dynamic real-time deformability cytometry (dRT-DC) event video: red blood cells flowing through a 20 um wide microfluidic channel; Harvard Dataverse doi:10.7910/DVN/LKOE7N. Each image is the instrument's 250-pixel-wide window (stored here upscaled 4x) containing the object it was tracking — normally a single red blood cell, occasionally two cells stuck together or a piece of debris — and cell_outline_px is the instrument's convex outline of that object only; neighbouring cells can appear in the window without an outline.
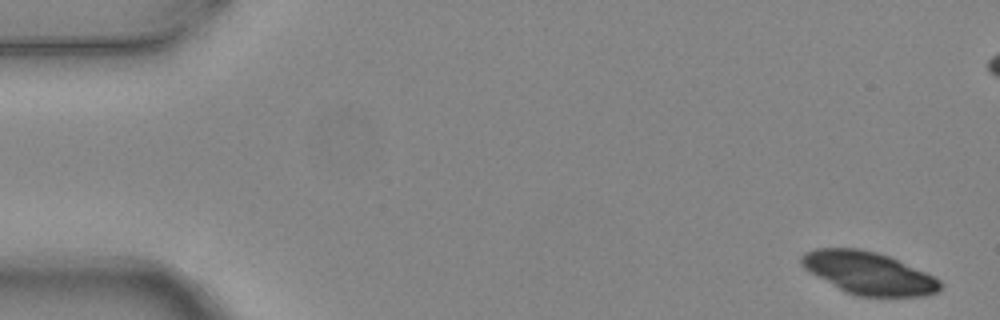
{"species": "common noctule bat (a hibernating species)", "species_latin": "Nyctalus noctula", "temperature_condition": "warm", "stored_images_in_passage": 5, "camera_frame_rate_fps": 3000, "um_per_image_px": 0.085, "animal": {"sex": "female", "body_mass_g": 24.6, "forearm_length_mm": 56.2}, "frame": {"image": 1, "passage_image": 1, "time_ms": 0.0, "image_size_px": [1000, 320], "cell_outline_px": [[944, 284], [936, 292], [924, 296], [856, 296], [844, 292], [804, 268], [800, 264], [800, 256], [804, 252], [816, 248], [860, 248], [876, 252], [888, 256], [924, 272], [940, 280]], "centroid_in_image_um": [73.79, 23.21], "position_along_channel_um": 11.2, "area_um2": 34.16}}